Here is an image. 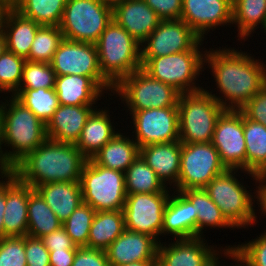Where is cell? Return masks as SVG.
I'll use <instances>...</instances> for the list:
<instances>
[{
  "label": "cell",
  "instance_id": "3957f363",
  "mask_svg": "<svg viewBox=\"0 0 266 266\" xmlns=\"http://www.w3.org/2000/svg\"><path fill=\"white\" fill-rule=\"evenodd\" d=\"M243 176H246V179L249 178V183L252 186H249L246 180L244 181ZM256 183L257 175L254 173L239 169H227L213 178L204 187V190L235 229L249 230V227L254 229V226L259 223L256 213ZM253 186L255 189L250 188Z\"/></svg>",
  "mask_w": 266,
  "mask_h": 266
},
{
  "label": "cell",
  "instance_id": "8992f818",
  "mask_svg": "<svg viewBox=\"0 0 266 266\" xmlns=\"http://www.w3.org/2000/svg\"><path fill=\"white\" fill-rule=\"evenodd\" d=\"M95 44L101 73L113 87L123 78L141 69L140 43L114 19Z\"/></svg>",
  "mask_w": 266,
  "mask_h": 266
},
{
  "label": "cell",
  "instance_id": "f6af8a7d",
  "mask_svg": "<svg viewBox=\"0 0 266 266\" xmlns=\"http://www.w3.org/2000/svg\"><path fill=\"white\" fill-rule=\"evenodd\" d=\"M240 111L250 120L266 127V84L255 94Z\"/></svg>",
  "mask_w": 266,
  "mask_h": 266
},
{
  "label": "cell",
  "instance_id": "603a6c76",
  "mask_svg": "<svg viewBox=\"0 0 266 266\" xmlns=\"http://www.w3.org/2000/svg\"><path fill=\"white\" fill-rule=\"evenodd\" d=\"M140 156L167 188L177 191L181 160L180 140L143 146L140 148Z\"/></svg>",
  "mask_w": 266,
  "mask_h": 266
},
{
  "label": "cell",
  "instance_id": "5bb4252c",
  "mask_svg": "<svg viewBox=\"0 0 266 266\" xmlns=\"http://www.w3.org/2000/svg\"><path fill=\"white\" fill-rule=\"evenodd\" d=\"M172 191L127 194L123 207L125 228L144 233L162 242L165 206Z\"/></svg>",
  "mask_w": 266,
  "mask_h": 266
},
{
  "label": "cell",
  "instance_id": "484cf974",
  "mask_svg": "<svg viewBox=\"0 0 266 266\" xmlns=\"http://www.w3.org/2000/svg\"><path fill=\"white\" fill-rule=\"evenodd\" d=\"M41 25L21 15L15 9L4 10L1 29L6 39V50L24 57L29 56L36 32Z\"/></svg>",
  "mask_w": 266,
  "mask_h": 266
},
{
  "label": "cell",
  "instance_id": "f35d334b",
  "mask_svg": "<svg viewBox=\"0 0 266 266\" xmlns=\"http://www.w3.org/2000/svg\"><path fill=\"white\" fill-rule=\"evenodd\" d=\"M26 59L8 50L0 56V94L13 96L21 83ZM9 93V94H8Z\"/></svg>",
  "mask_w": 266,
  "mask_h": 266
},
{
  "label": "cell",
  "instance_id": "9c48e42d",
  "mask_svg": "<svg viewBox=\"0 0 266 266\" xmlns=\"http://www.w3.org/2000/svg\"><path fill=\"white\" fill-rule=\"evenodd\" d=\"M83 203L95 211L123 210L127 192L124 172L98 165L87 159L81 173Z\"/></svg>",
  "mask_w": 266,
  "mask_h": 266
},
{
  "label": "cell",
  "instance_id": "e575fe53",
  "mask_svg": "<svg viewBox=\"0 0 266 266\" xmlns=\"http://www.w3.org/2000/svg\"><path fill=\"white\" fill-rule=\"evenodd\" d=\"M124 177L127 194L172 191L163 184L155 171L147 165L140 155L124 172Z\"/></svg>",
  "mask_w": 266,
  "mask_h": 266
},
{
  "label": "cell",
  "instance_id": "6125c7cd",
  "mask_svg": "<svg viewBox=\"0 0 266 266\" xmlns=\"http://www.w3.org/2000/svg\"><path fill=\"white\" fill-rule=\"evenodd\" d=\"M3 12H4V10L2 8H0V27H1V19H2Z\"/></svg>",
  "mask_w": 266,
  "mask_h": 266
},
{
  "label": "cell",
  "instance_id": "f5cc1de1",
  "mask_svg": "<svg viewBox=\"0 0 266 266\" xmlns=\"http://www.w3.org/2000/svg\"><path fill=\"white\" fill-rule=\"evenodd\" d=\"M5 206H6V174H0V239L4 238L3 217H4Z\"/></svg>",
  "mask_w": 266,
  "mask_h": 266
},
{
  "label": "cell",
  "instance_id": "4fadbf2b",
  "mask_svg": "<svg viewBox=\"0 0 266 266\" xmlns=\"http://www.w3.org/2000/svg\"><path fill=\"white\" fill-rule=\"evenodd\" d=\"M130 117L126 131L139 148L157 143L179 140V112L178 107L151 108L128 113ZM128 118V119H127ZM133 125V126H132ZM131 129H127V128Z\"/></svg>",
  "mask_w": 266,
  "mask_h": 266
},
{
  "label": "cell",
  "instance_id": "5b68a950",
  "mask_svg": "<svg viewBox=\"0 0 266 266\" xmlns=\"http://www.w3.org/2000/svg\"><path fill=\"white\" fill-rule=\"evenodd\" d=\"M208 43L203 39L191 50L162 57H141V69L150 77L173 86L180 93H192L202 89L200 83L205 70V53ZM202 86H201V85Z\"/></svg>",
  "mask_w": 266,
  "mask_h": 266
},
{
  "label": "cell",
  "instance_id": "30bf717a",
  "mask_svg": "<svg viewBox=\"0 0 266 266\" xmlns=\"http://www.w3.org/2000/svg\"><path fill=\"white\" fill-rule=\"evenodd\" d=\"M113 20V9L100 0H67L59 25L63 37L96 43Z\"/></svg>",
  "mask_w": 266,
  "mask_h": 266
},
{
  "label": "cell",
  "instance_id": "6f0895ef",
  "mask_svg": "<svg viewBox=\"0 0 266 266\" xmlns=\"http://www.w3.org/2000/svg\"><path fill=\"white\" fill-rule=\"evenodd\" d=\"M6 50V39L3 30L0 27V56Z\"/></svg>",
  "mask_w": 266,
  "mask_h": 266
},
{
  "label": "cell",
  "instance_id": "7bdbcfd3",
  "mask_svg": "<svg viewBox=\"0 0 266 266\" xmlns=\"http://www.w3.org/2000/svg\"><path fill=\"white\" fill-rule=\"evenodd\" d=\"M0 266H27L25 236L0 239Z\"/></svg>",
  "mask_w": 266,
  "mask_h": 266
},
{
  "label": "cell",
  "instance_id": "cb8c5ba5",
  "mask_svg": "<svg viewBox=\"0 0 266 266\" xmlns=\"http://www.w3.org/2000/svg\"><path fill=\"white\" fill-rule=\"evenodd\" d=\"M99 105H59L46 124L49 139L76 144L91 113Z\"/></svg>",
  "mask_w": 266,
  "mask_h": 266
},
{
  "label": "cell",
  "instance_id": "ee69618b",
  "mask_svg": "<svg viewBox=\"0 0 266 266\" xmlns=\"http://www.w3.org/2000/svg\"><path fill=\"white\" fill-rule=\"evenodd\" d=\"M27 266H50L49 251L41 238L25 235Z\"/></svg>",
  "mask_w": 266,
  "mask_h": 266
},
{
  "label": "cell",
  "instance_id": "e0dca14e",
  "mask_svg": "<svg viewBox=\"0 0 266 266\" xmlns=\"http://www.w3.org/2000/svg\"><path fill=\"white\" fill-rule=\"evenodd\" d=\"M180 19L207 40L220 26L232 28V0H183Z\"/></svg>",
  "mask_w": 266,
  "mask_h": 266
},
{
  "label": "cell",
  "instance_id": "db71d44e",
  "mask_svg": "<svg viewBox=\"0 0 266 266\" xmlns=\"http://www.w3.org/2000/svg\"><path fill=\"white\" fill-rule=\"evenodd\" d=\"M0 174H6V154L4 147L3 119L0 111Z\"/></svg>",
  "mask_w": 266,
  "mask_h": 266
},
{
  "label": "cell",
  "instance_id": "94428289",
  "mask_svg": "<svg viewBox=\"0 0 266 266\" xmlns=\"http://www.w3.org/2000/svg\"><path fill=\"white\" fill-rule=\"evenodd\" d=\"M260 32L262 33V32H264L263 34H260L261 36L262 35H265V37L263 36L262 38H261V40L263 39L264 40V38L266 39V19H265V22H264V25H263V27L261 28V30H260Z\"/></svg>",
  "mask_w": 266,
  "mask_h": 266
},
{
  "label": "cell",
  "instance_id": "f907efd6",
  "mask_svg": "<svg viewBox=\"0 0 266 266\" xmlns=\"http://www.w3.org/2000/svg\"><path fill=\"white\" fill-rule=\"evenodd\" d=\"M257 186H256V191H257V200L256 204L258 207H256V213H258L257 220H261V216H265L266 218V172L261 173L257 175ZM259 211V212H258ZM261 213V216L259 215Z\"/></svg>",
  "mask_w": 266,
  "mask_h": 266
},
{
  "label": "cell",
  "instance_id": "ab89813d",
  "mask_svg": "<svg viewBox=\"0 0 266 266\" xmlns=\"http://www.w3.org/2000/svg\"><path fill=\"white\" fill-rule=\"evenodd\" d=\"M95 213L96 211L91 206L82 203L62 223V227L78 247L87 246L90 227Z\"/></svg>",
  "mask_w": 266,
  "mask_h": 266
},
{
  "label": "cell",
  "instance_id": "816d5d0a",
  "mask_svg": "<svg viewBox=\"0 0 266 266\" xmlns=\"http://www.w3.org/2000/svg\"><path fill=\"white\" fill-rule=\"evenodd\" d=\"M76 250L50 251V266H72Z\"/></svg>",
  "mask_w": 266,
  "mask_h": 266
},
{
  "label": "cell",
  "instance_id": "b9f144b4",
  "mask_svg": "<svg viewBox=\"0 0 266 266\" xmlns=\"http://www.w3.org/2000/svg\"><path fill=\"white\" fill-rule=\"evenodd\" d=\"M246 241L238 242L237 245V242L233 245L226 244L224 248H236L250 266H266V229L254 239L252 237L251 240Z\"/></svg>",
  "mask_w": 266,
  "mask_h": 266
},
{
  "label": "cell",
  "instance_id": "2e32d148",
  "mask_svg": "<svg viewBox=\"0 0 266 266\" xmlns=\"http://www.w3.org/2000/svg\"><path fill=\"white\" fill-rule=\"evenodd\" d=\"M202 38L182 19L161 20L140 44L141 57H162L193 49Z\"/></svg>",
  "mask_w": 266,
  "mask_h": 266
},
{
  "label": "cell",
  "instance_id": "c3c4849f",
  "mask_svg": "<svg viewBox=\"0 0 266 266\" xmlns=\"http://www.w3.org/2000/svg\"><path fill=\"white\" fill-rule=\"evenodd\" d=\"M41 240L49 252L60 250H77L79 248L77 245H75L63 227L43 236Z\"/></svg>",
  "mask_w": 266,
  "mask_h": 266
},
{
  "label": "cell",
  "instance_id": "f546056e",
  "mask_svg": "<svg viewBox=\"0 0 266 266\" xmlns=\"http://www.w3.org/2000/svg\"><path fill=\"white\" fill-rule=\"evenodd\" d=\"M266 19V0H232V26L236 29L234 38L241 46L248 38L253 37L255 30H260Z\"/></svg>",
  "mask_w": 266,
  "mask_h": 266
},
{
  "label": "cell",
  "instance_id": "60d3db41",
  "mask_svg": "<svg viewBox=\"0 0 266 266\" xmlns=\"http://www.w3.org/2000/svg\"><path fill=\"white\" fill-rule=\"evenodd\" d=\"M56 73L50 63L25 61L18 89L55 88Z\"/></svg>",
  "mask_w": 266,
  "mask_h": 266
},
{
  "label": "cell",
  "instance_id": "d4e9b609",
  "mask_svg": "<svg viewBox=\"0 0 266 266\" xmlns=\"http://www.w3.org/2000/svg\"><path fill=\"white\" fill-rule=\"evenodd\" d=\"M113 19L140 44L161 21L144 0H125L113 9Z\"/></svg>",
  "mask_w": 266,
  "mask_h": 266
},
{
  "label": "cell",
  "instance_id": "bcb514c9",
  "mask_svg": "<svg viewBox=\"0 0 266 266\" xmlns=\"http://www.w3.org/2000/svg\"><path fill=\"white\" fill-rule=\"evenodd\" d=\"M183 0H144L157 13L161 20H177L181 18Z\"/></svg>",
  "mask_w": 266,
  "mask_h": 266
},
{
  "label": "cell",
  "instance_id": "d590c367",
  "mask_svg": "<svg viewBox=\"0 0 266 266\" xmlns=\"http://www.w3.org/2000/svg\"><path fill=\"white\" fill-rule=\"evenodd\" d=\"M66 2L67 0H20L15 10L41 26H59Z\"/></svg>",
  "mask_w": 266,
  "mask_h": 266
},
{
  "label": "cell",
  "instance_id": "d6a6232c",
  "mask_svg": "<svg viewBox=\"0 0 266 266\" xmlns=\"http://www.w3.org/2000/svg\"><path fill=\"white\" fill-rule=\"evenodd\" d=\"M246 171L256 175L266 172V127L244 115Z\"/></svg>",
  "mask_w": 266,
  "mask_h": 266
},
{
  "label": "cell",
  "instance_id": "7dc6e473",
  "mask_svg": "<svg viewBox=\"0 0 266 266\" xmlns=\"http://www.w3.org/2000/svg\"><path fill=\"white\" fill-rule=\"evenodd\" d=\"M72 266H109V262L104 250L79 247Z\"/></svg>",
  "mask_w": 266,
  "mask_h": 266
},
{
  "label": "cell",
  "instance_id": "277c9868",
  "mask_svg": "<svg viewBox=\"0 0 266 266\" xmlns=\"http://www.w3.org/2000/svg\"><path fill=\"white\" fill-rule=\"evenodd\" d=\"M0 111L3 119L7 174L48 137L46 124L14 96H2Z\"/></svg>",
  "mask_w": 266,
  "mask_h": 266
},
{
  "label": "cell",
  "instance_id": "9f6ffc18",
  "mask_svg": "<svg viewBox=\"0 0 266 266\" xmlns=\"http://www.w3.org/2000/svg\"><path fill=\"white\" fill-rule=\"evenodd\" d=\"M104 5L114 9L117 5L123 3L125 0H100Z\"/></svg>",
  "mask_w": 266,
  "mask_h": 266
},
{
  "label": "cell",
  "instance_id": "44dd1931",
  "mask_svg": "<svg viewBox=\"0 0 266 266\" xmlns=\"http://www.w3.org/2000/svg\"><path fill=\"white\" fill-rule=\"evenodd\" d=\"M110 99L114 100L112 99V97H109L108 100L106 98V101H104L106 104H104L103 101L100 102V108H96L91 113L81 131V135L77 143L75 144L80 150V152L87 159H91L106 143H108L120 131L118 129L120 127V124L114 121L117 119L115 118L116 116L114 115L113 117L115 109L114 111H110L111 107L109 106L111 104H107V101L110 102ZM102 104L105 105L104 108L102 107ZM106 105L108 106L106 107Z\"/></svg>",
  "mask_w": 266,
  "mask_h": 266
},
{
  "label": "cell",
  "instance_id": "7402d4cb",
  "mask_svg": "<svg viewBox=\"0 0 266 266\" xmlns=\"http://www.w3.org/2000/svg\"><path fill=\"white\" fill-rule=\"evenodd\" d=\"M166 236L168 240L169 236L172 240L197 237V214L193 204L180 191L172 190L165 206L162 241Z\"/></svg>",
  "mask_w": 266,
  "mask_h": 266
},
{
  "label": "cell",
  "instance_id": "8fae6325",
  "mask_svg": "<svg viewBox=\"0 0 266 266\" xmlns=\"http://www.w3.org/2000/svg\"><path fill=\"white\" fill-rule=\"evenodd\" d=\"M50 65L56 76L80 75L89 77L108 98L112 97L114 87L101 73L95 43L64 38L55 51Z\"/></svg>",
  "mask_w": 266,
  "mask_h": 266
},
{
  "label": "cell",
  "instance_id": "681fc988",
  "mask_svg": "<svg viewBox=\"0 0 266 266\" xmlns=\"http://www.w3.org/2000/svg\"><path fill=\"white\" fill-rule=\"evenodd\" d=\"M223 258H225V259H223ZM226 259H228L229 262H230V260L232 262H230L228 264V263H226L227 262ZM225 263H226V265H225ZM209 266H250V265H249L248 261L238 252V250L236 248H223L214 257V260L210 263Z\"/></svg>",
  "mask_w": 266,
  "mask_h": 266
},
{
  "label": "cell",
  "instance_id": "9a60e30c",
  "mask_svg": "<svg viewBox=\"0 0 266 266\" xmlns=\"http://www.w3.org/2000/svg\"><path fill=\"white\" fill-rule=\"evenodd\" d=\"M211 143L227 169L246 171L244 114L240 110H225L221 114Z\"/></svg>",
  "mask_w": 266,
  "mask_h": 266
},
{
  "label": "cell",
  "instance_id": "7a4b0ae2",
  "mask_svg": "<svg viewBox=\"0 0 266 266\" xmlns=\"http://www.w3.org/2000/svg\"><path fill=\"white\" fill-rule=\"evenodd\" d=\"M86 161L87 158L75 144L47 138L12 172L32 188L54 182H80Z\"/></svg>",
  "mask_w": 266,
  "mask_h": 266
},
{
  "label": "cell",
  "instance_id": "6da1fadb",
  "mask_svg": "<svg viewBox=\"0 0 266 266\" xmlns=\"http://www.w3.org/2000/svg\"><path fill=\"white\" fill-rule=\"evenodd\" d=\"M212 46L205 53V70L216 88L204 83V89L226 110H240L266 84V60L255 58L249 49Z\"/></svg>",
  "mask_w": 266,
  "mask_h": 266
},
{
  "label": "cell",
  "instance_id": "680465c9",
  "mask_svg": "<svg viewBox=\"0 0 266 266\" xmlns=\"http://www.w3.org/2000/svg\"><path fill=\"white\" fill-rule=\"evenodd\" d=\"M150 262L152 261H140V262L128 263L121 266H148Z\"/></svg>",
  "mask_w": 266,
  "mask_h": 266
},
{
  "label": "cell",
  "instance_id": "91938a15",
  "mask_svg": "<svg viewBox=\"0 0 266 266\" xmlns=\"http://www.w3.org/2000/svg\"><path fill=\"white\" fill-rule=\"evenodd\" d=\"M148 266H164L163 263L157 258L156 260L149 263Z\"/></svg>",
  "mask_w": 266,
  "mask_h": 266
},
{
  "label": "cell",
  "instance_id": "ffe728a7",
  "mask_svg": "<svg viewBox=\"0 0 266 266\" xmlns=\"http://www.w3.org/2000/svg\"><path fill=\"white\" fill-rule=\"evenodd\" d=\"M34 190L13 172L6 174V206L4 210V237H22L28 231L29 194Z\"/></svg>",
  "mask_w": 266,
  "mask_h": 266
},
{
  "label": "cell",
  "instance_id": "11a10c76",
  "mask_svg": "<svg viewBox=\"0 0 266 266\" xmlns=\"http://www.w3.org/2000/svg\"><path fill=\"white\" fill-rule=\"evenodd\" d=\"M20 0H0V8L3 10L15 9Z\"/></svg>",
  "mask_w": 266,
  "mask_h": 266
},
{
  "label": "cell",
  "instance_id": "7c38bea8",
  "mask_svg": "<svg viewBox=\"0 0 266 266\" xmlns=\"http://www.w3.org/2000/svg\"><path fill=\"white\" fill-rule=\"evenodd\" d=\"M227 168L211 142L181 143L177 191L204 188Z\"/></svg>",
  "mask_w": 266,
  "mask_h": 266
},
{
  "label": "cell",
  "instance_id": "74e56055",
  "mask_svg": "<svg viewBox=\"0 0 266 266\" xmlns=\"http://www.w3.org/2000/svg\"><path fill=\"white\" fill-rule=\"evenodd\" d=\"M63 39L59 26H40L26 60L50 63Z\"/></svg>",
  "mask_w": 266,
  "mask_h": 266
},
{
  "label": "cell",
  "instance_id": "836d02e7",
  "mask_svg": "<svg viewBox=\"0 0 266 266\" xmlns=\"http://www.w3.org/2000/svg\"><path fill=\"white\" fill-rule=\"evenodd\" d=\"M61 227L62 222L34 189L29 194L27 235L42 238Z\"/></svg>",
  "mask_w": 266,
  "mask_h": 266
},
{
  "label": "cell",
  "instance_id": "ba28073f",
  "mask_svg": "<svg viewBox=\"0 0 266 266\" xmlns=\"http://www.w3.org/2000/svg\"><path fill=\"white\" fill-rule=\"evenodd\" d=\"M177 107L181 143L211 142L217 120L226 110L205 89L181 93Z\"/></svg>",
  "mask_w": 266,
  "mask_h": 266
},
{
  "label": "cell",
  "instance_id": "52a82bcc",
  "mask_svg": "<svg viewBox=\"0 0 266 266\" xmlns=\"http://www.w3.org/2000/svg\"><path fill=\"white\" fill-rule=\"evenodd\" d=\"M180 94L173 86L154 79L139 69L114 87L112 98L118 99V105L121 103L123 107L120 111L125 110L127 114L151 108L177 107Z\"/></svg>",
  "mask_w": 266,
  "mask_h": 266
},
{
  "label": "cell",
  "instance_id": "1f68e13d",
  "mask_svg": "<svg viewBox=\"0 0 266 266\" xmlns=\"http://www.w3.org/2000/svg\"><path fill=\"white\" fill-rule=\"evenodd\" d=\"M122 210L96 211L86 248L106 250L125 230Z\"/></svg>",
  "mask_w": 266,
  "mask_h": 266
},
{
  "label": "cell",
  "instance_id": "f1b7e54d",
  "mask_svg": "<svg viewBox=\"0 0 266 266\" xmlns=\"http://www.w3.org/2000/svg\"><path fill=\"white\" fill-rule=\"evenodd\" d=\"M123 130H125V128L120 129V131L92 157L98 165L125 172L140 155L138 144L128 132L126 133Z\"/></svg>",
  "mask_w": 266,
  "mask_h": 266
},
{
  "label": "cell",
  "instance_id": "ac0fdd59",
  "mask_svg": "<svg viewBox=\"0 0 266 266\" xmlns=\"http://www.w3.org/2000/svg\"><path fill=\"white\" fill-rule=\"evenodd\" d=\"M205 239L206 237H195L163 240L159 243L157 258L164 266H209L224 246L222 244L218 247L214 243L210 245L211 240Z\"/></svg>",
  "mask_w": 266,
  "mask_h": 266
},
{
  "label": "cell",
  "instance_id": "83f0119b",
  "mask_svg": "<svg viewBox=\"0 0 266 266\" xmlns=\"http://www.w3.org/2000/svg\"><path fill=\"white\" fill-rule=\"evenodd\" d=\"M34 189L62 223L83 203L80 182H54Z\"/></svg>",
  "mask_w": 266,
  "mask_h": 266
},
{
  "label": "cell",
  "instance_id": "8d00e7d4",
  "mask_svg": "<svg viewBox=\"0 0 266 266\" xmlns=\"http://www.w3.org/2000/svg\"><path fill=\"white\" fill-rule=\"evenodd\" d=\"M13 96L45 124L48 123L59 107L55 88L18 89Z\"/></svg>",
  "mask_w": 266,
  "mask_h": 266
},
{
  "label": "cell",
  "instance_id": "4316f807",
  "mask_svg": "<svg viewBox=\"0 0 266 266\" xmlns=\"http://www.w3.org/2000/svg\"><path fill=\"white\" fill-rule=\"evenodd\" d=\"M55 91L59 105H97L107 98L89 77L80 75L56 76Z\"/></svg>",
  "mask_w": 266,
  "mask_h": 266
},
{
  "label": "cell",
  "instance_id": "4dcf8cb0",
  "mask_svg": "<svg viewBox=\"0 0 266 266\" xmlns=\"http://www.w3.org/2000/svg\"><path fill=\"white\" fill-rule=\"evenodd\" d=\"M180 192L193 204L194 213L197 214V237L204 238L206 237L204 233L207 230L215 228L236 231L223 216L219 207L210 199L204 188L187 189Z\"/></svg>",
  "mask_w": 266,
  "mask_h": 266
},
{
  "label": "cell",
  "instance_id": "d6986e66",
  "mask_svg": "<svg viewBox=\"0 0 266 266\" xmlns=\"http://www.w3.org/2000/svg\"><path fill=\"white\" fill-rule=\"evenodd\" d=\"M159 242L152 236L125 229L105 250L109 266L157 259Z\"/></svg>",
  "mask_w": 266,
  "mask_h": 266
}]
</instances>
